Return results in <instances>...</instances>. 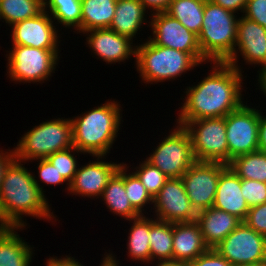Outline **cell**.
Instances as JSON below:
<instances>
[{
  "label": "cell",
  "instance_id": "cell-31",
  "mask_svg": "<svg viewBox=\"0 0 266 266\" xmlns=\"http://www.w3.org/2000/svg\"><path fill=\"white\" fill-rule=\"evenodd\" d=\"M228 166L241 179L266 183V153L261 150L238 156Z\"/></svg>",
  "mask_w": 266,
  "mask_h": 266
},
{
  "label": "cell",
  "instance_id": "cell-12",
  "mask_svg": "<svg viewBox=\"0 0 266 266\" xmlns=\"http://www.w3.org/2000/svg\"><path fill=\"white\" fill-rule=\"evenodd\" d=\"M214 249L233 266L266 262V237L244 221Z\"/></svg>",
  "mask_w": 266,
  "mask_h": 266
},
{
  "label": "cell",
  "instance_id": "cell-17",
  "mask_svg": "<svg viewBox=\"0 0 266 266\" xmlns=\"http://www.w3.org/2000/svg\"><path fill=\"white\" fill-rule=\"evenodd\" d=\"M92 157L94 161L90 160L88 163H84L85 165L79 164L73 180L69 183V191L67 192L69 195L87 197L91 200L99 199L110 178L122 165L121 162H108L105 160L107 156L96 155Z\"/></svg>",
  "mask_w": 266,
  "mask_h": 266
},
{
  "label": "cell",
  "instance_id": "cell-1",
  "mask_svg": "<svg viewBox=\"0 0 266 266\" xmlns=\"http://www.w3.org/2000/svg\"><path fill=\"white\" fill-rule=\"evenodd\" d=\"M212 63L210 73L183 91V103L175 121L226 117L245 103L242 92L246 83L242 81L246 76L227 62Z\"/></svg>",
  "mask_w": 266,
  "mask_h": 266
},
{
  "label": "cell",
  "instance_id": "cell-45",
  "mask_svg": "<svg viewBox=\"0 0 266 266\" xmlns=\"http://www.w3.org/2000/svg\"><path fill=\"white\" fill-rule=\"evenodd\" d=\"M112 250H109L108 253L105 251V253L102 256V260L99 263V266H120L119 265V260H117V257L115 254L111 252Z\"/></svg>",
  "mask_w": 266,
  "mask_h": 266
},
{
  "label": "cell",
  "instance_id": "cell-44",
  "mask_svg": "<svg viewBox=\"0 0 266 266\" xmlns=\"http://www.w3.org/2000/svg\"><path fill=\"white\" fill-rule=\"evenodd\" d=\"M261 109L262 107L260 108V122L258 133L259 150L266 153V115H264Z\"/></svg>",
  "mask_w": 266,
  "mask_h": 266
},
{
  "label": "cell",
  "instance_id": "cell-24",
  "mask_svg": "<svg viewBox=\"0 0 266 266\" xmlns=\"http://www.w3.org/2000/svg\"><path fill=\"white\" fill-rule=\"evenodd\" d=\"M108 211L121 219L131 220L141 216L131 205L124 188V162L108 181L99 198Z\"/></svg>",
  "mask_w": 266,
  "mask_h": 266
},
{
  "label": "cell",
  "instance_id": "cell-27",
  "mask_svg": "<svg viewBox=\"0 0 266 266\" xmlns=\"http://www.w3.org/2000/svg\"><path fill=\"white\" fill-rule=\"evenodd\" d=\"M150 217L151 264L173 260V223ZM157 260V261H156ZM154 261V262H153Z\"/></svg>",
  "mask_w": 266,
  "mask_h": 266
},
{
  "label": "cell",
  "instance_id": "cell-36",
  "mask_svg": "<svg viewBox=\"0 0 266 266\" xmlns=\"http://www.w3.org/2000/svg\"><path fill=\"white\" fill-rule=\"evenodd\" d=\"M241 193L249 208L266 203V183L241 179Z\"/></svg>",
  "mask_w": 266,
  "mask_h": 266
},
{
  "label": "cell",
  "instance_id": "cell-6",
  "mask_svg": "<svg viewBox=\"0 0 266 266\" xmlns=\"http://www.w3.org/2000/svg\"><path fill=\"white\" fill-rule=\"evenodd\" d=\"M20 138L13 147L15 159L24 164L35 159H45L57 151L73 147L71 119H49L33 126Z\"/></svg>",
  "mask_w": 266,
  "mask_h": 266
},
{
  "label": "cell",
  "instance_id": "cell-37",
  "mask_svg": "<svg viewBox=\"0 0 266 266\" xmlns=\"http://www.w3.org/2000/svg\"><path fill=\"white\" fill-rule=\"evenodd\" d=\"M244 222L266 237V203L250 207Z\"/></svg>",
  "mask_w": 266,
  "mask_h": 266
},
{
  "label": "cell",
  "instance_id": "cell-11",
  "mask_svg": "<svg viewBox=\"0 0 266 266\" xmlns=\"http://www.w3.org/2000/svg\"><path fill=\"white\" fill-rule=\"evenodd\" d=\"M150 18V41L159 46L189 53L202 66L209 63L202 56L198 36L184 27L178 19L166 12L153 13Z\"/></svg>",
  "mask_w": 266,
  "mask_h": 266
},
{
  "label": "cell",
  "instance_id": "cell-13",
  "mask_svg": "<svg viewBox=\"0 0 266 266\" xmlns=\"http://www.w3.org/2000/svg\"><path fill=\"white\" fill-rule=\"evenodd\" d=\"M228 165L196 161L181 177L190 203L198 213L213 207L220 173Z\"/></svg>",
  "mask_w": 266,
  "mask_h": 266
},
{
  "label": "cell",
  "instance_id": "cell-16",
  "mask_svg": "<svg viewBox=\"0 0 266 266\" xmlns=\"http://www.w3.org/2000/svg\"><path fill=\"white\" fill-rule=\"evenodd\" d=\"M51 18L43 11L38 16L16 22L11 28V45H22L39 49H60V30ZM59 33V34H58Z\"/></svg>",
  "mask_w": 266,
  "mask_h": 266
},
{
  "label": "cell",
  "instance_id": "cell-5",
  "mask_svg": "<svg viewBox=\"0 0 266 266\" xmlns=\"http://www.w3.org/2000/svg\"><path fill=\"white\" fill-rule=\"evenodd\" d=\"M238 16L210 0L205 2L198 43L202 56L210 65L212 62H227L232 57L236 46Z\"/></svg>",
  "mask_w": 266,
  "mask_h": 266
},
{
  "label": "cell",
  "instance_id": "cell-8",
  "mask_svg": "<svg viewBox=\"0 0 266 266\" xmlns=\"http://www.w3.org/2000/svg\"><path fill=\"white\" fill-rule=\"evenodd\" d=\"M175 122L188 132L196 161L228 165L226 117Z\"/></svg>",
  "mask_w": 266,
  "mask_h": 266
},
{
  "label": "cell",
  "instance_id": "cell-4",
  "mask_svg": "<svg viewBox=\"0 0 266 266\" xmlns=\"http://www.w3.org/2000/svg\"><path fill=\"white\" fill-rule=\"evenodd\" d=\"M147 40V41H146ZM136 45L135 68L141 82L155 85L165 81H176L188 71L200 67V64L189 54L176 49L159 46L149 39ZM195 67V68H194Z\"/></svg>",
  "mask_w": 266,
  "mask_h": 266
},
{
  "label": "cell",
  "instance_id": "cell-9",
  "mask_svg": "<svg viewBox=\"0 0 266 266\" xmlns=\"http://www.w3.org/2000/svg\"><path fill=\"white\" fill-rule=\"evenodd\" d=\"M174 125L145 159L168 178H181L196 159L188 132L183 126Z\"/></svg>",
  "mask_w": 266,
  "mask_h": 266
},
{
  "label": "cell",
  "instance_id": "cell-38",
  "mask_svg": "<svg viewBox=\"0 0 266 266\" xmlns=\"http://www.w3.org/2000/svg\"><path fill=\"white\" fill-rule=\"evenodd\" d=\"M242 15L266 28V0H247Z\"/></svg>",
  "mask_w": 266,
  "mask_h": 266
},
{
  "label": "cell",
  "instance_id": "cell-23",
  "mask_svg": "<svg viewBox=\"0 0 266 266\" xmlns=\"http://www.w3.org/2000/svg\"><path fill=\"white\" fill-rule=\"evenodd\" d=\"M208 249L196 221L173 223L174 261H193Z\"/></svg>",
  "mask_w": 266,
  "mask_h": 266
},
{
  "label": "cell",
  "instance_id": "cell-25",
  "mask_svg": "<svg viewBox=\"0 0 266 266\" xmlns=\"http://www.w3.org/2000/svg\"><path fill=\"white\" fill-rule=\"evenodd\" d=\"M132 226L129 228L126 248L127 257L135 263L151 264V249L149 241L150 216L141 215L137 218L127 220Z\"/></svg>",
  "mask_w": 266,
  "mask_h": 266
},
{
  "label": "cell",
  "instance_id": "cell-19",
  "mask_svg": "<svg viewBox=\"0 0 266 266\" xmlns=\"http://www.w3.org/2000/svg\"><path fill=\"white\" fill-rule=\"evenodd\" d=\"M213 207L226 211L241 221L245 220L249 211L241 193V178L229 166L220 173Z\"/></svg>",
  "mask_w": 266,
  "mask_h": 266
},
{
  "label": "cell",
  "instance_id": "cell-14",
  "mask_svg": "<svg viewBox=\"0 0 266 266\" xmlns=\"http://www.w3.org/2000/svg\"><path fill=\"white\" fill-rule=\"evenodd\" d=\"M150 210L156 219L169 223L193 222L197 218L181 178H169L165 182L153 198Z\"/></svg>",
  "mask_w": 266,
  "mask_h": 266
},
{
  "label": "cell",
  "instance_id": "cell-3",
  "mask_svg": "<svg viewBox=\"0 0 266 266\" xmlns=\"http://www.w3.org/2000/svg\"><path fill=\"white\" fill-rule=\"evenodd\" d=\"M115 100L70 117L73 146L85 155L107 156L113 148L123 122L122 105Z\"/></svg>",
  "mask_w": 266,
  "mask_h": 266
},
{
  "label": "cell",
  "instance_id": "cell-30",
  "mask_svg": "<svg viewBox=\"0 0 266 266\" xmlns=\"http://www.w3.org/2000/svg\"><path fill=\"white\" fill-rule=\"evenodd\" d=\"M43 11V0H0V21H5L9 27L16 22L34 18Z\"/></svg>",
  "mask_w": 266,
  "mask_h": 266
},
{
  "label": "cell",
  "instance_id": "cell-41",
  "mask_svg": "<svg viewBox=\"0 0 266 266\" xmlns=\"http://www.w3.org/2000/svg\"><path fill=\"white\" fill-rule=\"evenodd\" d=\"M210 1L237 15L240 14L241 12L244 13L247 4V0H210Z\"/></svg>",
  "mask_w": 266,
  "mask_h": 266
},
{
  "label": "cell",
  "instance_id": "cell-42",
  "mask_svg": "<svg viewBox=\"0 0 266 266\" xmlns=\"http://www.w3.org/2000/svg\"><path fill=\"white\" fill-rule=\"evenodd\" d=\"M150 14L165 12L172 0H139Z\"/></svg>",
  "mask_w": 266,
  "mask_h": 266
},
{
  "label": "cell",
  "instance_id": "cell-39",
  "mask_svg": "<svg viewBox=\"0 0 266 266\" xmlns=\"http://www.w3.org/2000/svg\"><path fill=\"white\" fill-rule=\"evenodd\" d=\"M189 266H233L214 248H209L195 260L189 262Z\"/></svg>",
  "mask_w": 266,
  "mask_h": 266
},
{
  "label": "cell",
  "instance_id": "cell-47",
  "mask_svg": "<svg viewBox=\"0 0 266 266\" xmlns=\"http://www.w3.org/2000/svg\"><path fill=\"white\" fill-rule=\"evenodd\" d=\"M153 266H189V262L184 261H161L156 262Z\"/></svg>",
  "mask_w": 266,
  "mask_h": 266
},
{
  "label": "cell",
  "instance_id": "cell-20",
  "mask_svg": "<svg viewBox=\"0 0 266 266\" xmlns=\"http://www.w3.org/2000/svg\"><path fill=\"white\" fill-rule=\"evenodd\" d=\"M148 13L150 12L139 0H117L115 15L109 29L135 41L136 34L138 36L143 30L141 28L150 26V19L147 18L151 17V14Z\"/></svg>",
  "mask_w": 266,
  "mask_h": 266
},
{
  "label": "cell",
  "instance_id": "cell-10",
  "mask_svg": "<svg viewBox=\"0 0 266 266\" xmlns=\"http://www.w3.org/2000/svg\"><path fill=\"white\" fill-rule=\"evenodd\" d=\"M247 102L226 116L228 164L238 156L259 150L260 110Z\"/></svg>",
  "mask_w": 266,
  "mask_h": 266
},
{
  "label": "cell",
  "instance_id": "cell-21",
  "mask_svg": "<svg viewBox=\"0 0 266 266\" xmlns=\"http://www.w3.org/2000/svg\"><path fill=\"white\" fill-rule=\"evenodd\" d=\"M27 227L0 226V266H30L35 250L18 233Z\"/></svg>",
  "mask_w": 266,
  "mask_h": 266
},
{
  "label": "cell",
  "instance_id": "cell-43",
  "mask_svg": "<svg viewBox=\"0 0 266 266\" xmlns=\"http://www.w3.org/2000/svg\"><path fill=\"white\" fill-rule=\"evenodd\" d=\"M0 190L2 187V180L4 177V173L8 165L15 159L14 155V149H8L2 150L0 148Z\"/></svg>",
  "mask_w": 266,
  "mask_h": 266
},
{
  "label": "cell",
  "instance_id": "cell-28",
  "mask_svg": "<svg viewBox=\"0 0 266 266\" xmlns=\"http://www.w3.org/2000/svg\"><path fill=\"white\" fill-rule=\"evenodd\" d=\"M43 3L44 11L51 15L58 29L60 24L63 29L81 33V0H43Z\"/></svg>",
  "mask_w": 266,
  "mask_h": 266
},
{
  "label": "cell",
  "instance_id": "cell-7",
  "mask_svg": "<svg viewBox=\"0 0 266 266\" xmlns=\"http://www.w3.org/2000/svg\"><path fill=\"white\" fill-rule=\"evenodd\" d=\"M6 51V76L15 84H43L50 81L60 63L59 49H39L22 45H11Z\"/></svg>",
  "mask_w": 266,
  "mask_h": 266
},
{
  "label": "cell",
  "instance_id": "cell-15",
  "mask_svg": "<svg viewBox=\"0 0 266 266\" xmlns=\"http://www.w3.org/2000/svg\"><path fill=\"white\" fill-rule=\"evenodd\" d=\"M240 58L245 65H254V68L266 65V28L243 15L238 19L236 46L227 63L244 73L242 65L238 64Z\"/></svg>",
  "mask_w": 266,
  "mask_h": 266
},
{
  "label": "cell",
  "instance_id": "cell-2",
  "mask_svg": "<svg viewBox=\"0 0 266 266\" xmlns=\"http://www.w3.org/2000/svg\"><path fill=\"white\" fill-rule=\"evenodd\" d=\"M23 165L14 159L5 170L0 190V226L26 227L25 216L55 224L58 219L46 194L35 183L33 172Z\"/></svg>",
  "mask_w": 266,
  "mask_h": 266
},
{
  "label": "cell",
  "instance_id": "cell-33",
  "mask_svg": "<svg viewBox=\"0 0 266 266\" xmlns=\"http://www.w3.org/2000/svg\"><path fill=\"white\" fill-rule=\"evenodd\" d=\"M131 168L152 198L160 192V189L169 179L160 169L152 165L145 158L142 162L140 161L139 166L137 164V166L134 168L132 166Z\"/></svg>",
  "mask_w": 266,
  "mask_h": 266
},
{
  "label": "cell",
  "instance_id": "cell-40",
  "mask_svg": "<svg viewBox=\"0 0 266 266\" xmlns=\"http://www.w3.org/2000/svg\"><path fill=\"white\" fill-rule=\"evenodd\" d=\"M62 255L59 258L57 256H48L49 258L46 259V263L44 265L46 266H84L80 260H77L75 256L72 257V255ZM76 258V259H75Z\"/></svg>",
  "mask_w": 266,
  "mask_h": 266
},
{
  "label": "cell",
  "instance_id": "cell-26",
  "mask_svg": "<svg viewBox=\"0 0 266 266\" xmlns=\"http://www.w3.org/2000/svg\"><path fill=\"white\" fill-rule=\"evenodd\" d=\"M116 4L117 0H81V33L109 28Z\"/></svg>",
  "mask_w": 266,
  "mask_h": 266
},
{
  "label": "cell",
  "instance_id": "cell-29",
  "mask_svg": "<svg viewBox=\"0 0 266 266\" xmlns=\"http://www.w3.org/2000/svg\"><path fill=\"white\" fill-rule=\"evenodd\" d=\"M205 2L206 0H172L165 12L198 36L203 24Z\"/></svg>",
  "mask_w": 266,
  "mask_h": 266
},
{
  "label": "cell",
  "instance_id": "cell-35",
  "mask_svg": "<svg viewBox=\"0 0 266 266\" xmlns=\"http://www.w3.org/2000/svg\"><path fill=\"white\" fill-rule=\"evenodd\" d=\"M33 161H37V176L33 173V178L37 186L40 188V190L45 194V191L43 190L42 183H45V185H63L66 183L67 191H69V183L65 180V178L58 173V171L55 169V167L45 158V159H35L30 161L31 163ZM41 181V182H40ZM40 182V183H39ZM63 183V184H62Z\"/></svg>",
  "mask_w": 266,
  "mask_h": 266
},
{
  "label": "cell",
  "instance_id": "cell-32",
  "mask_svg": "<svg viewBox=\"0 0 266 266\" xmlns=\"http://www.w3.org/2000/svg\"><path fill=\"white\" fill-rule=\"evenodd\" d=\"M130 167L131 165L129 166L124 163V188L126 195L132 207L140 215H146L145 209H149V206L151 207V205H153V198L147 192L139 178L130 169H128Z\"/></svg>",
  "mask_w": 266,
  "mask_h": 266
},
{
  "label": "cell",
  "instance_id": "cell-46",
  "mask_svg": "<svg viewBox=\"0 0 266 266\" xmlns=\"http://www.w3.org/2000/svg\"><path fill=\"white\" fill-rule=\"evenodd\" d=\"M257 86L259 88L256 89H261L260 92L263 93V95H265L266 97V65L262 66L261 68H259V70L257 71Z\"/></svg>",
  "mask_w": 266,
  "mask_h": 266
},
{
  "label": "cell",
  "instance_id": "cell-18",
  "mask_svg": "<svg viewBox=\"0 0 266 266\" xmlns=\"http://www.w3.org/2000/svg\"><path fill=\"white\" fill-rule=\"evenodd\" d=\"M82 35H85L86 47L107 65L116 62L121 64L132 57L136 58V43L109 28L92 29L83 32Z\"/></svg>",
  "mask_w": 266,
  "mask_h": 266
},
{
  "label": "cell",
  "instance_id": "cell-22",
  "mask_svg": "<svg viewBox=\"0 0 266 266\" xmlns=\"http://www.w3.org/2000/svg\"><path fill=\"white\" fill-rule=\"evenodd\" d=\"M203 240L209 248H214L242 222L236 216L210 207L197 213Z\"/></svg>",
  "mask_w": 266,
  "mask_h": 266
},
{
  "label": "cell",
  "instance_id": "cell-48",
  "mask_svg": "<svg viewBox=\"0 0 266 266\" xmlns=\"http://www.w3.org/2000/svg\"><path fill=\"white\" fill-rule=\"evenodd\" d=\"M236 266H265V263H255V264H241Z\"/></svg>",
  "mask_w": 266,
  "mask_h": 266
},
{
  "label": "cell",
  "instance_id": "cell-34",
  "mask_svg": "<svg viewBox=\"0 0 266 266\" xmlns=\"http://www.w3.org/2000/svg\"><path fill=\"white\" fill-rule=\"evenodd\" d=\"M76 153L78 157L79 153L85 155L73 146L65 150L57 151L46 158L68 183L73 180L79 166Z\"/></svg>",
  "mask_w": 266,
  "mask_h": 266
}]
</instances>
